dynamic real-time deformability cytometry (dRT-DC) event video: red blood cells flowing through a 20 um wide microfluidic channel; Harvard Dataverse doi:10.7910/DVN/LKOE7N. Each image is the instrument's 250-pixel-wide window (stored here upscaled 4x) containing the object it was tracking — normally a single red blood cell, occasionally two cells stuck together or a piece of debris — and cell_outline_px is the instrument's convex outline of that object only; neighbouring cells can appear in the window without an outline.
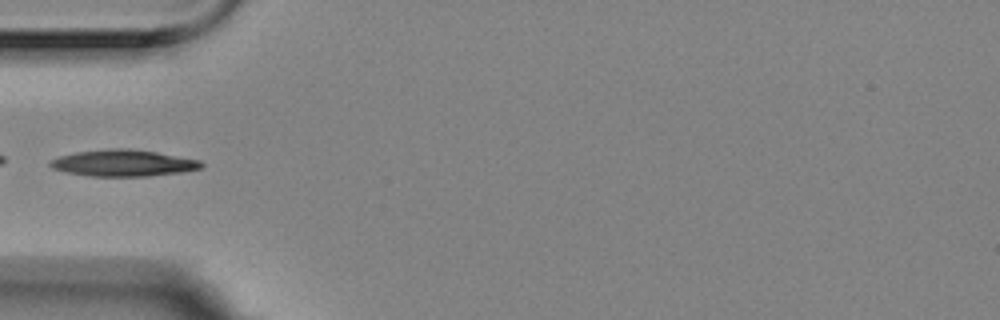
{"species": "Egyptian fruit bat (a non-hibernating species)", "species_latin": "Rousettus aegyptiacus", "temperature_condition": "room temperature", "stored_images_in_passage": 5, "camera_frame_rate_fps": 3000, "um_per_image_px": 0.085, "animal": {"sex": "female"}, "frame": {"image": 1, "passage_image": 5, "time_ms": 1.333, "image_size_px": [1000, 320], "cell_outline_px": [[204, 164], [200, 168], [180, 172], [148, 176], [92, 176], [64, 172], [52, 168], [48, 164], [52, 160], [60, 156], [76, 152], [112, 148], [128, 148], [156, 152], [200, 160]], "centroid_in_image_um": [10.46, 13.86], "position_along_channel_um": 74.5, "area_um2": 23.18}}